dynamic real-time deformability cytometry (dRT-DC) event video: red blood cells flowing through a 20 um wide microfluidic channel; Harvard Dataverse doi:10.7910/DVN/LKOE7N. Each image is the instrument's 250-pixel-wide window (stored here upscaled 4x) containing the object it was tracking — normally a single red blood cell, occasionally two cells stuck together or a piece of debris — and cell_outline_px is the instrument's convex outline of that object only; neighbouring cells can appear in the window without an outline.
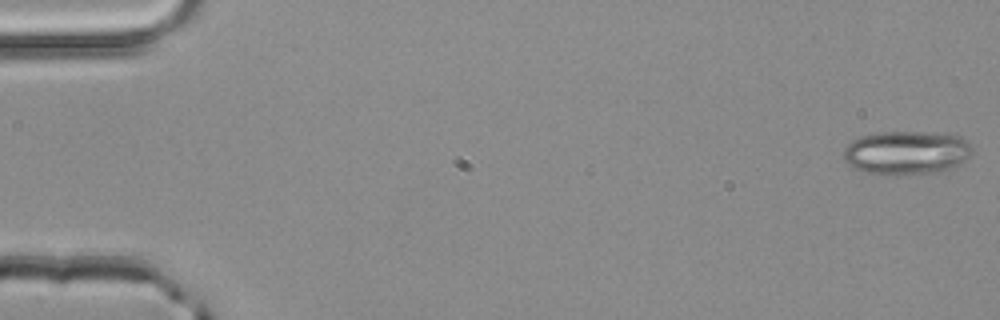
{"species": "common noctule bat (a hibernating species)", "species_latin": "Nyctalus noctula", "temperature_condition": "room temperature", "stored_images_in_passage": 4, "camera_frame_rate_fps": 3000, "um_per_image_px": 0.085, "animal": {"sex": "male", "body_mass_g": 20.4}, "frame": {"image": 1, "passage_image": 1, "time_ms": 0.0, "image_size_px": [1000, 320], "cell_outline_px": [[972, 148], [968, 156], [964, 160], [952, 168], [944, 172], [896, 176], [884, 176], [864, 172], [852, 168], [844, 160], [844, 148], [852, 140], [860, 136], [880, 132], [924, 132], [956, 136], [964, 140]], "centroid_in_image_um": [76.97, 13.02], "position_along_channel_um": 8.0, "area_um2": 33.06}}